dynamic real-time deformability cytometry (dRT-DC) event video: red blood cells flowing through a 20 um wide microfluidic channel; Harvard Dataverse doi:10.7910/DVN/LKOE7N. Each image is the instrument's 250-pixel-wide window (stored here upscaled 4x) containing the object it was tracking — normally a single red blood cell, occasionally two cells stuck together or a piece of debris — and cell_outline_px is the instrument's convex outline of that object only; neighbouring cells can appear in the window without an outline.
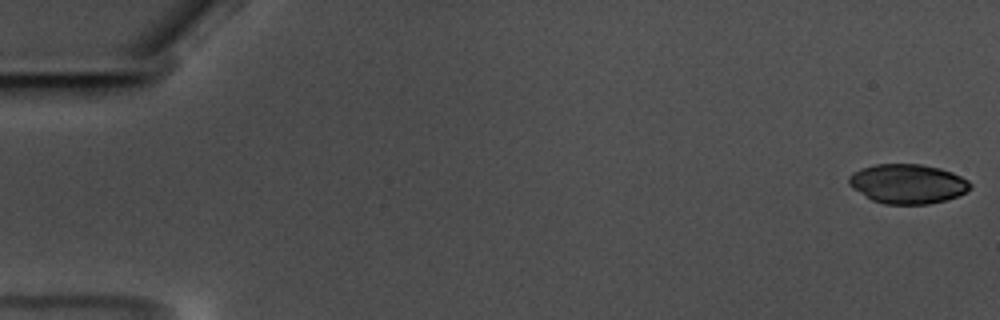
{"species": "common noctule bat (a hibernating species)", "species_latin": "Nyctalus noctula", "temperature_condition": "warm", "stored_images_in_passage": 58, "camera_frame_rate_fps": 3000, "um_per_image_px": 0.085, "animal": {"sex": "male", "body_mass_g": 17.5, "forearm_length_mm": 52.3}, "frame": {"image": 1, "passage_image": 1, "time_ms": 0.0, "image_size_px": [1000, 320], "cell_outline_px": [[972, 188], [956, 196], [944, 200], [928, 204], [884, 204], [872, 200], [852, 188], [848, 184], [848, 176], [852, 172], [860, 168], [876, 164], [920, 164], [940, 168], [952, 172], [968, 180], [972, 184]], "centroid_in_image_um": [77.12, 15.61], "position_along_channel_um": 7.9, "area_um2": 27.98}}
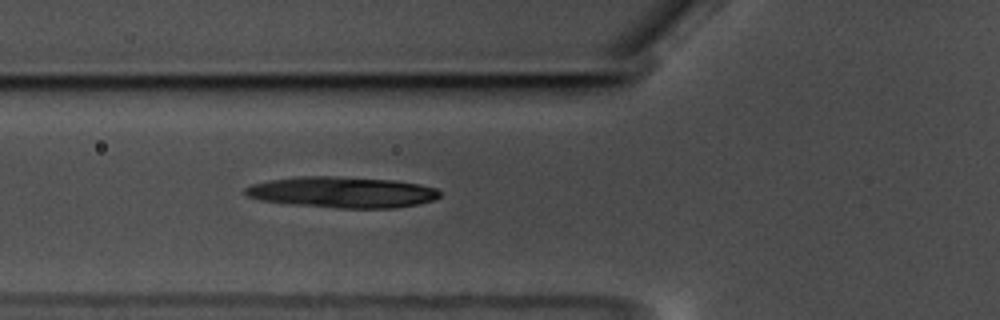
{"frame": {"image": 2, "passage_image": 22, "time_ms": 7.0, "image_size_px": [1000, 320], "cell_outline_px": [[440, 196], [432, 200], [416, 204], [396, 208], [340, 208], [292, 204], [260, 200], [248, 196], [244, 192], [244, 188], [252, 184], [272, 180], [300, 176], [328, 176], [392, 180], [420, 184], [436, 188], [440, 192]], "centroid_in_image_um": [29.08, 16.34], "position_along_channel_um": 96.7, "area_um2": 34.85}}
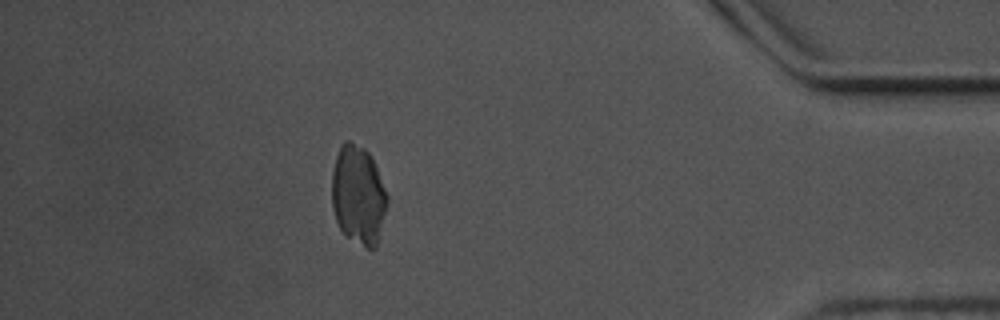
{"frame": {"image": 3, "passage_image": 52, "time_ms": 17.0, "image_size_px": [1000, 320], "cell_outline_px": [[388, 200], [376, 248], [368, 248], [344, 236], [336, 220], [332, 208], [332, 172], [336, 156], [344, 140], [348, 140], [364, 148], [372, 156], [388, 196]], "centroid_in_image_um": [30.44, 16.58], "position_along_channel_um": 404.8, "area_um2": 31.96}}